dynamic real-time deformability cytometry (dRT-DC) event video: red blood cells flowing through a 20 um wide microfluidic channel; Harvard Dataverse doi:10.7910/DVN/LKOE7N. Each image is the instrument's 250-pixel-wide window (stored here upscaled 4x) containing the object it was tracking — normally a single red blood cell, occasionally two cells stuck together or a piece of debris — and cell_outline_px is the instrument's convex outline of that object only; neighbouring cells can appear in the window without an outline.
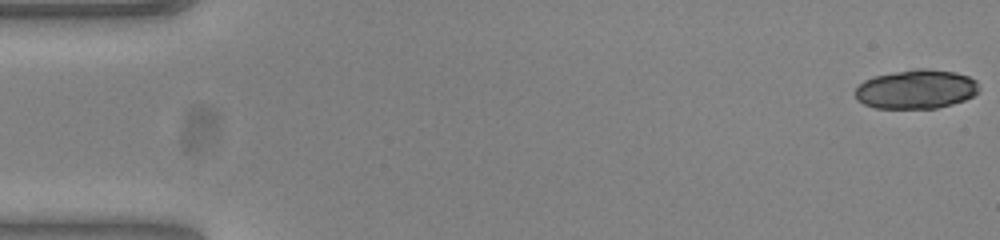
{"species": "common noctule bat (a hibernating species)", "species_latin": "Nyctalus noctula", "temperature_condition": "warm", "stored_images_in_passage": 49, "camera_frame_rate_fps": 3000, "um_per_image_px": 0.085, "animal": {"sex": "female", "body_mass_g": 23.0, "forearm_length_mm": 53.4}, "frame": {"image": 1, "passage_image": 1, "time_ms": 0.0, "image_size_px": [1000, 240], "cell_outline_px": [[980, 88], [972, 96], [964, 100], [952, 104], [936, 108], [876, 108], [864, 104], [856, 100], [856, 88], [864, 80], [872, 76], [916, 68], [924, 68], [956, 72], [968, 76], [976, 80]], "centroid_in_image_um": [77.87, 7.57], "position_along_channel_um": 7.1, "area_um2": 28.26}}
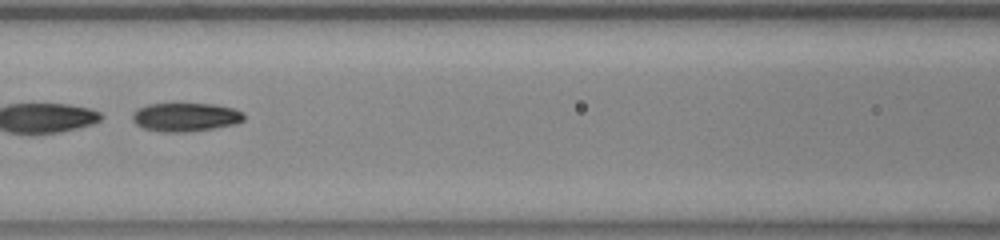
{"frame": {"image": 2, "passage_image": 24, "time_ms": 7.667, "image_size_px": [1000, 240], "cell_outline_px": [[244, 120], [236, 124], [212, 128], [184, 132], [164, 132], [144, 128], [136, 124], [132, 120], [132, 112], [136, 108], [148, 104], [216, 104], [232, 108], [244, 112]], "centroid_in_image_um": [15.75, 9.94], "position_along_channel_um": 150.8, "area_um2": 18.61}}